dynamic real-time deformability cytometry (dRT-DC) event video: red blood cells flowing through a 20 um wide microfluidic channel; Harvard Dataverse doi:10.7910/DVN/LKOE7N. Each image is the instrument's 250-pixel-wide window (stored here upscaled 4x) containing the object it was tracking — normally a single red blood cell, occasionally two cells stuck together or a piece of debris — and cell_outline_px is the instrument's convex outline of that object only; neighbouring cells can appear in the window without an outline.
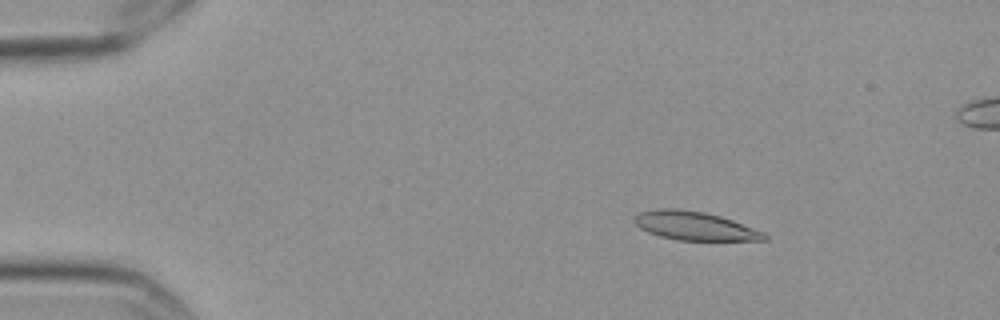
{"species": "Egyptian fruit bat (a non-hibernating species)", "species_latin": "Rousettus aegyptiacus", "temperature_condition": "cold", "stored_images_in_passage": 10, "camera_frame_rate_fps": 3000, "um_per_image_px": 0.085, "frame": {"image": 1, "passage_image": 2, "time_ms": 0.333, "image_size_px": [1000, 320], "cell_outline_px": [[768, 240], [676, 240], [660, 236], [648, 232], [640, 228], [632, 220], [632, 216], [640, 212], [656, 208], [680, 208], [704, 212], [720, 216], [732, 220], [764, 232], [768, 236]], "centroid_in_image_um": [59.0, 19.19], "position_along_channel_um": 26.0, "area_um2": 21.79}}
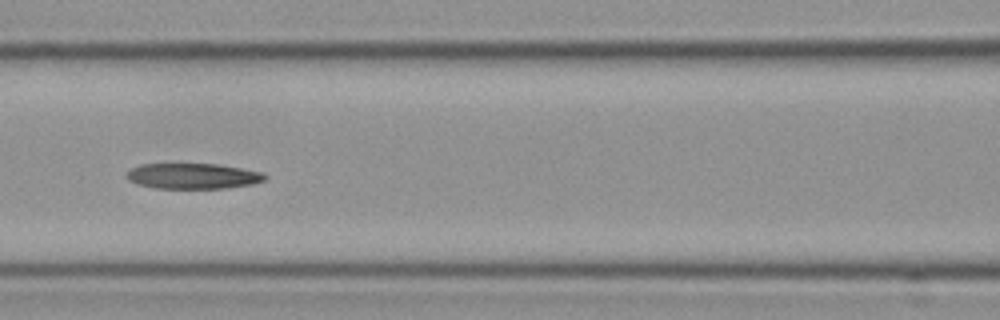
{"frame": {"image": 2, "passage_image": 7, "time_ms": 2.0, "image_size_px": [1000, 320], "cell_outline_px": [[268, 176], [264, 180], [252, 184], [224, 188], [152, 188], [136, 184], [128, 180], [124, 176], [124, 172], [140, 164], [216, 164], [264, 172]], "centroid_in_image_um": [16.34, 14.96], "position_along_channel_um": 150.3, "area_um2": 20.75}}
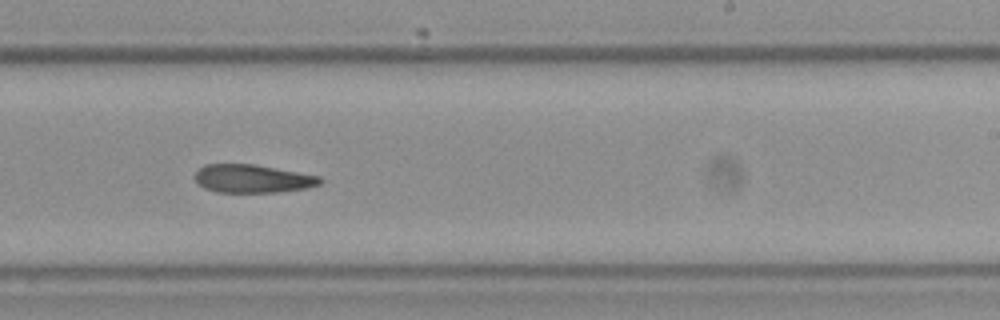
{"frame": {"image": 3, "passage_image": 10, "time_ms": 3.0, "image_size_px": [1000, 320], "cell_outline_px": [[324, 180], [320, 184], [304, 188], [276, 192], [216, 192], [204, 188], [196, 184], [192, 176], [196, 168], [204, 164], [252, 164], [320, 176]], "centroid_in_image_um": [21.35, 15.18], "position_along_channel_um": 267.6, "area_um2": 20.75}}